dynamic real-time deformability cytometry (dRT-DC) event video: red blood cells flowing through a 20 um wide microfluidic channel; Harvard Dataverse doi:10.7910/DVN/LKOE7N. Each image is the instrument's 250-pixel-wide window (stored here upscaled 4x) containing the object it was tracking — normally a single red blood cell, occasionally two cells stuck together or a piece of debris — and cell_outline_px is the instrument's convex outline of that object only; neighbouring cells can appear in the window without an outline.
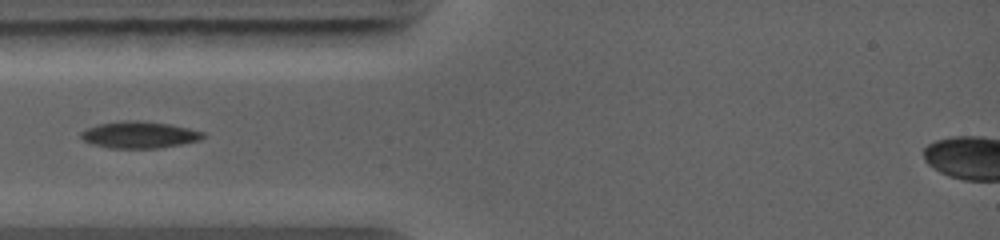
{"species": "common noctule bat (a hibernating species)", "species_latin": "Nyctalus noctula", "temperature_condition": "warm", "stored_images_in_passage": 27, "camera_frame_rate_fps": 5000, "um_per_image_px": 0.085, "animal": {"sex": "female", "body_mass_g": 19.0, "forearm_length_mm": 56.7}, "frame": {"image": 1, "passage_image": 1, "time_ms": 0.0, "image_size_px": [1000, 240], "cell_outline_px": [[204, 136], [200, 140], [160, 148], [108, 148], [92, 144], [84, 140], [80, 136], [80, 132], [84, 128], [96, 124], [124, 120], [136, 120], [168, 124], [188, 128], [204, 132]], "centroid_in_image_um": [11.78, 11.45], "position_along_channel_um": 73.2, "area_um2": 19.07}}
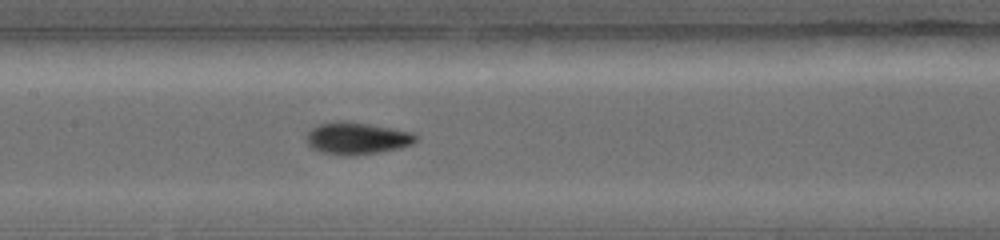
{"frame": {"image": 2, "passage_image": 7, "time_ms": 2.2, "image_size_px": [1000, 240], "cell_outline_px": [[420, 136], [412, 144], [400, 148], [380, 152], [352, 156], [344, 156], [320, 152], [312, 148], [304, 140], [304, 136], [316, 124], [336, 120], [368, 124], [416, 132]], "centroid_in_image_um": [30.33, 11.76], "position_along_channel_um": 177.1, "area_um2": 20.92}}
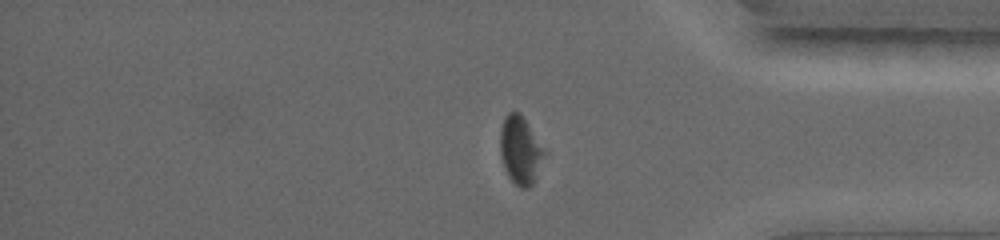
{"frame": {"image": 3, "passage_image": 20, "time_ms": 7.0, "image_size_px": [1000, 240], "cell_outline_px": [[548, 152], [536, 180], [528, 188], [520, 188], [508, 176], [504, 168], [500, 156], [500, 128], [504, 116], [508, 112], [520, 112]], "centroid_in_image_um": [44.26, 12.77], "position_along_channel_um": 390.9, "area_um2": 18.09}}